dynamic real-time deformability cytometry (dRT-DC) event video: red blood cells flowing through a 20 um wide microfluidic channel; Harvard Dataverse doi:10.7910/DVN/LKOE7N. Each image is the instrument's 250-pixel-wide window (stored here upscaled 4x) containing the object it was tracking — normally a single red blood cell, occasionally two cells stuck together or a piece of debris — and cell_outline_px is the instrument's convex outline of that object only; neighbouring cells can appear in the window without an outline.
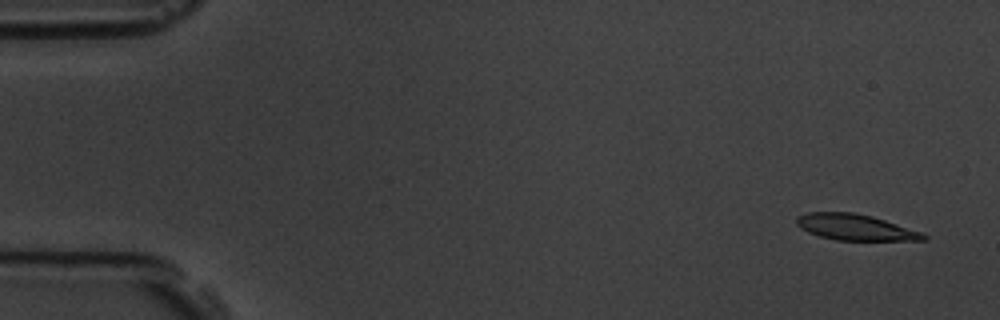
{"species": "common noctule bat (a hibernating species)", "species_latin": "Nyctalus noctula", "temperature_condition": "room temperature", "stored_images_in_passage": 9, "camera_frame_rate_fps": 3000, "um_per_image_px": 0.085, "animal": {"sex": "male", "body_mass_g": 19.5, "forearm_length_mm": 54.6}, "frame": {"image": 1, "passage_image": 1, "time_ms": 0.0, "image_size_px": [1000, 320], "cell_outline_px": [[928, 240], [836, 240], [820, 236], [808, 232], [800, 228], [796, 224], [796, 216], [808, 212], [852, 212], [872, 216], [924, 232], [928, 236]], "centroid_in_image_um": [72.72, 19.31], "position_along_channel_um": 12.3, "area_um2": 19.36}}
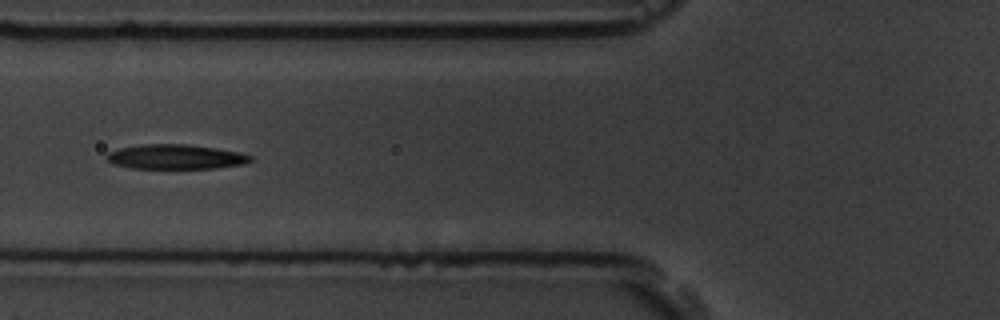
{"frame": {"image": 2, "passage_image": 6, "time_ms": 6.0, "image_size_px": [1000, 320], "cell_outline_px": [[252, 160], [244, 164], [216, 168], [132, 168], [112, 164], [104, 156], [108, 152], [120, 148], [140, 144], [188, 144], [216, 148], [240, 152], [252, 156]], "centroid_in_image_um": [14.91, 13.32], "position_along_channel_um": 110.9, "area_um2": 20.75}}
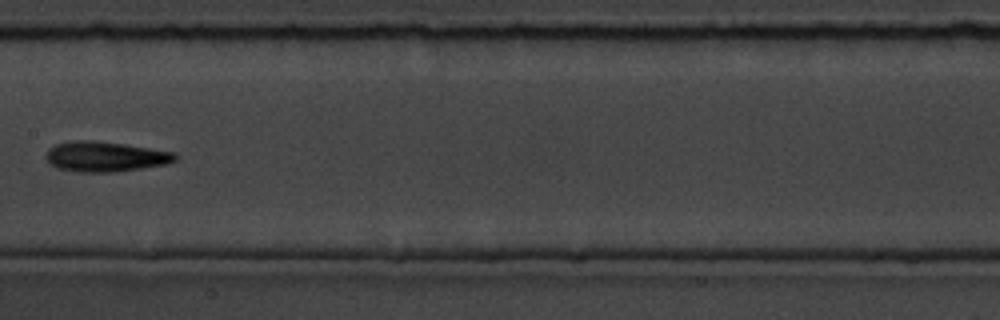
{"frame": {"image": 3, "passage_image": 8, "time_ms": 8.333, "image_size_px": [1000, 320], "cell_outline_px": [[180, 156], [176, 160], [168, 164], [116, 172], [80, 172], [56, 168], [44, 156], [48, 148], [56, 144], [72, 140], [92, 140], [124, 144], [176, 152]], "centroid_in_image_um": [8.97, 13.31], "position_along_channel_um": 198.4, "area_um2": 22.95}}